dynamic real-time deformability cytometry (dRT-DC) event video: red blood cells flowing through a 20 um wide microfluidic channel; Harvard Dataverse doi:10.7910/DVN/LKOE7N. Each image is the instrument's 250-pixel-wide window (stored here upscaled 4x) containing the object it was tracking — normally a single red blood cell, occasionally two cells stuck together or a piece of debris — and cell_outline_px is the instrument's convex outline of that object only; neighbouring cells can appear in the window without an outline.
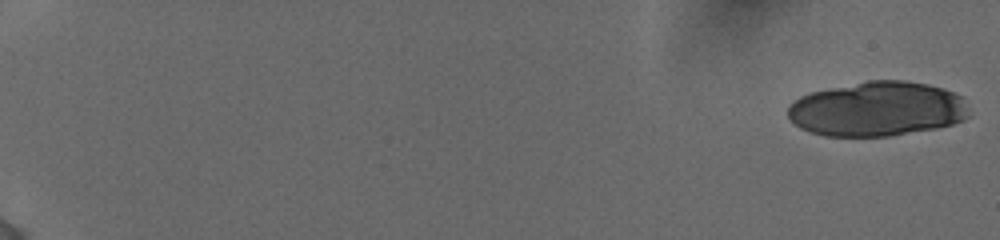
{"species": "human", "species_latin": "Homo sapiens", "temperature_condition": "cold", "stored_images_in_passage": 22, "camera_frame_rate_fps": 3000, "um_per_image_px": 0.085, "donor": {"sex": "female"}, "frame": {"image": 1, "passage_image": 1, "time_ms": 0.0, "image_size_px": [1000, 240], "cell_outline_px": [[968, 116], [964, 120], [952, 124], [936, 128], [888, 136], [824, 136], [800, 128], [788, 116], [788, 104], [800, 96], [812, 92], [828, 88], [868, 80], [904, 80], [928, 84], [952, 92], [960, 96]], "centroid_in_image_um": [74.51, 9.26], "position_along_channel_um": 10.5, "area_um2": 57.34}}